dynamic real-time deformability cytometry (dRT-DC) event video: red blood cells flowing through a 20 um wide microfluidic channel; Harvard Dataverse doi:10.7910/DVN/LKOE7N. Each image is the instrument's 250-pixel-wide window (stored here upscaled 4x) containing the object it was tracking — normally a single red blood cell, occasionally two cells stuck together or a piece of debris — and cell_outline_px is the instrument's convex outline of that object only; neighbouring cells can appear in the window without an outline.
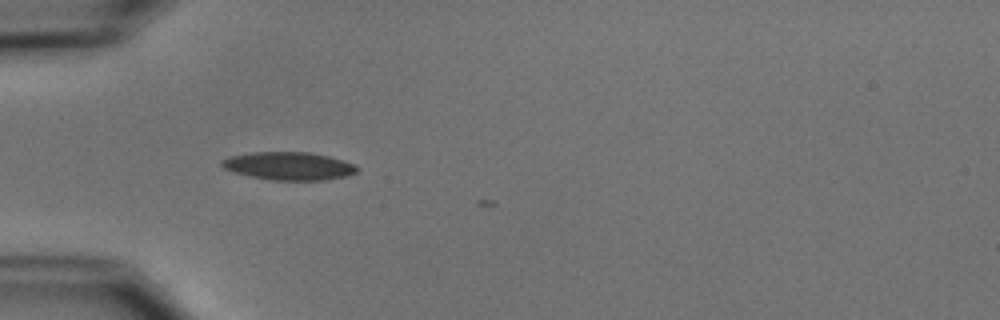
{"species": "common noctule bat (a hibernating species)", "species_latin": "Nyctalus noctula", "temperature_condition": "cold", "stored_images_in_passage": 2, "camera_frame_rate_fps": 3000, "um_per_image_px": 0.085, "animal": {"sex": "male", "body_mass_g": 15.6}, "frame": {"image": 1, "passage_image": 1, "time_ms": 0.0, "image_size_px": [1000, 320], "cell_outline_px": [[360, 168], [356, 172], [348, 176], [324, 180], [272, 180], [252, 176], [236, 172], [224, 168], [220, 164], [220, 160], [228, 156], [252, 152], [312, 152], [344, 160]], "centroid_in_image_um": [24.56, 14.1], "position_along_channel_um": 60.4, "area_um2": 22.08}}